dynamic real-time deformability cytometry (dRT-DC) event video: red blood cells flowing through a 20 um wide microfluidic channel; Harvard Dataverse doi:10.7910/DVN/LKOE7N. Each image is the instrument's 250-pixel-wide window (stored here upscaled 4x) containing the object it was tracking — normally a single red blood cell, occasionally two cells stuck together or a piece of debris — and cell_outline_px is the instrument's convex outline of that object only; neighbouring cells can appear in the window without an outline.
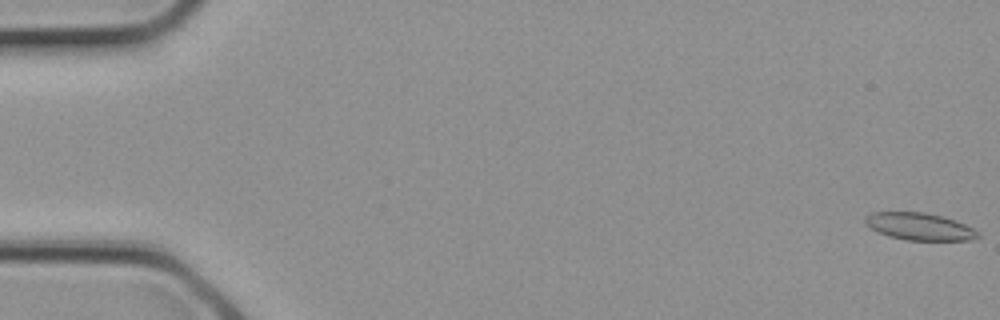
{"species": "common noctule bat (a hibernating species)", "species_latin": "Nyctalus noctula", "temperature_condition": "cold", "stored_images_in_passage": 4, "camera_frame_rate_fps": 3000, "um_per_image_px": 0.085, "animal": {"sex": "female", "body_mass_g": 21.9}, "frame": {"image": 1, "passage_image": 1, "time_ms": 0.0, "image_size_px": [1000, 320], "cell_outline_px": [[980, 236], [968, 240], [908, 240], [888, 236], [876, 232], [868, 228], [864, 224], [864, 216], [872, 212], [924, 212], [956, 220], [980, 232]], "centroid_in_image_um": [78.09, 19.25], "position_along_channel_um": 6.9, "area_um2": 18.03}}